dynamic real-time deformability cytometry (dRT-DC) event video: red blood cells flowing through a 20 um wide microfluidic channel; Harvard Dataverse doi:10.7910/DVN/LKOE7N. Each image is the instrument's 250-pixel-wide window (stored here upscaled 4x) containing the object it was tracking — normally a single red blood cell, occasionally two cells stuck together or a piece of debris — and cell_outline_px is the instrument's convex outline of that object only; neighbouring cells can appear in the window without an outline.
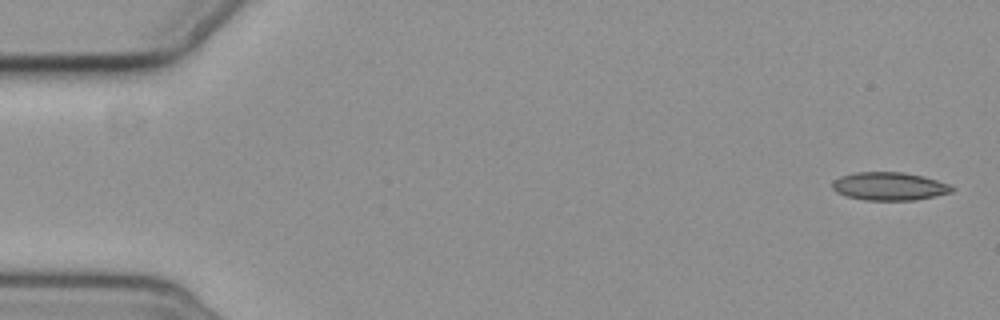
{"species": "common noctule bat (a hibernating species)", "species_latin": "Nyctalus noctula", "temperature_condition": "cold", "stored_images_in_passage": 10, "camera_frame_rate_fps": 3000, "um_per_image_px": 0.085, "animal": {"sex": "female", "body_mass_g": 19.3, "forearm_length_mm": 54.1}, "frame": {"image": 1, "passage_image": 1, "time_ms": 0.0, "image_size_px": [1000, 320], "cell_outline_px": [[956, 188], [952, 192], [936, 196], [916, 200], [864, 200], [848, 196], [836, 192], [832, 188], [832, 180], [840, 176], [856, 172], [904, 172], [924, 176], [948, 184]], "centroid_in_image_um": [75.59, 15.83], "position_along_channel_um": 9.4, "area_um2": 19.71}}
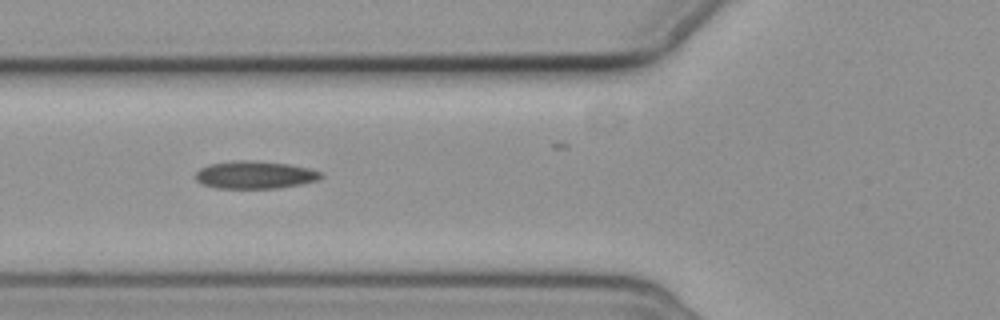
{"frame": {"image": 2, "passage_image": 6, "time_ms": 6.667, "image_size_px": [1000, 320], "cell_outline_px": [[324, 176], [320, 180], [300, 184], [276, 188], [216, 188], [204, 184], [196, 180], [196, 172], [200, 168], [208, 164], [232, 160], [256, 160], [288, 164], [308, 168], [320, 172]], "centroid_in_image_um": [21.66, 14.85], "position_along_channel_um": 104.1, "area_um2": 20.29}}
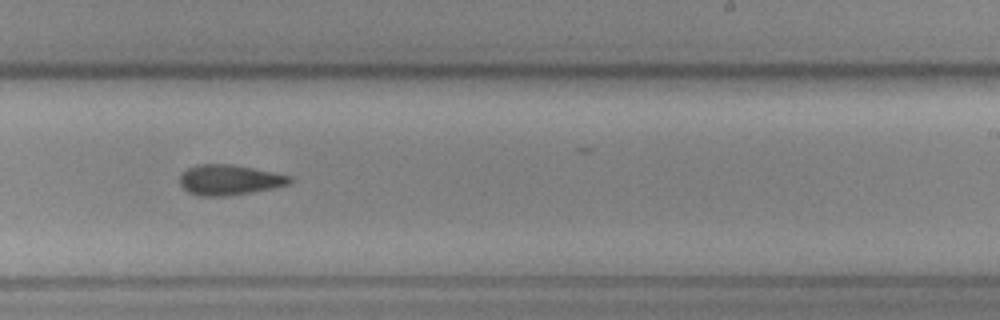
{"frame": {"image": 3, "passage_image": 10, "time_ms": 11.333, "image_size_px": [1000, 320], "cell_outline_px": [[292, 184], [252, 192], [224, 196], [200, 196], [188, 192], [180, 184], [180, 176], [188, 168], [196, 164], [232, 164], [292, 176]], "centroid_in_image_um": [19.51, 15.29], "position_along_channel_um": 269.5, "area_um2": 19.36}}